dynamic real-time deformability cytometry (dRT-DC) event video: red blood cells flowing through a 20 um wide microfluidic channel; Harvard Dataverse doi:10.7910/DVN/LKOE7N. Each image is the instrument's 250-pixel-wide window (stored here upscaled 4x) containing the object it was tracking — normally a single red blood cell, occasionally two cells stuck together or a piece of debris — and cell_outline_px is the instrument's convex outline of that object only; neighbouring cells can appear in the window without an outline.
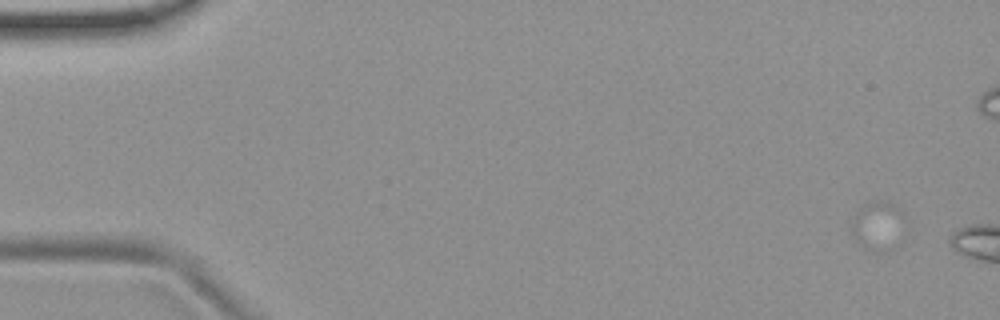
{"species": "common noctule bat (a hibernating species)", "species_latin": "Nyctalus noctula", "temperature_condition": "room temperature", "stored_images_in_passage": 16, "camera_frame_rate_fps": 3000, "um_per_image_px": 0.085, "animal": {"sex": "female", "body_mass_g": 19.9}, "frame": {"image": 1, "passage_image": 3, "time_ms": 0.667, "image_size_px": [1000, 320], "cell_outline_px": [[900, 216], [892, 248], [884, 252], [876, 252], [864, 248], [856, 240], [852, 232], [852, 224], [856, 216], [864, 204], [872, 200], [888, 200], [900, 212]], "centroid_in_image_um": [74.5, 19.17], "position_along_channel_um": 10.5, "area_um2": 13.87}}